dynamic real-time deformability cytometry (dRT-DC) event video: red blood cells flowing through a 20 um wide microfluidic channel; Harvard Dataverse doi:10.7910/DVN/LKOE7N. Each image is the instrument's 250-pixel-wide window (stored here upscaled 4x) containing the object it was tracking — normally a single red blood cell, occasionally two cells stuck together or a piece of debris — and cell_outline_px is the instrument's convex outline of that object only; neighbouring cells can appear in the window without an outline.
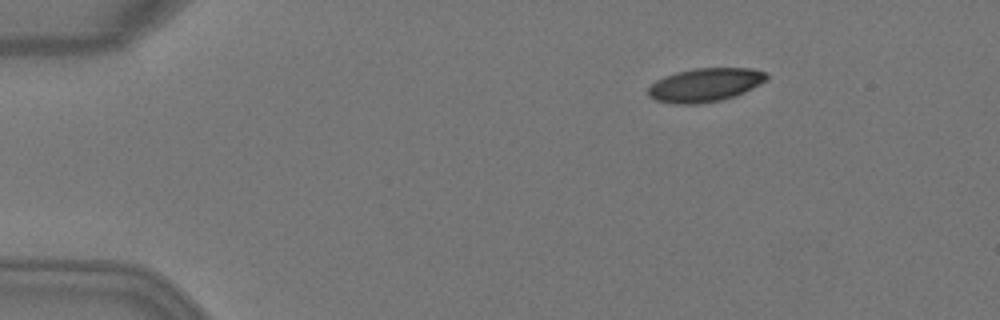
{"species": "Egyptian fruit bat (a non-hibernating species)", "species_latin": "Rousettus aegyptiacus", "temperature_condition": "warm", "stored_images_in_passage": 5, "camera_frame_rate_fps": 3000, "um_per_image_px": 0.085, "animal": {"sex": "female"}, "frame": {"image": 1, "passage_image": 3, "time_ms": 0.667, "image_size_px": [1000, 320], "cell_outline_px": [[768, 80], [744, 92], [720, 100], [696, 104], [672, 104], [656, 100], [648, 96], [648, 88], [656, 80], [664, 76], [676, 72], [692, 68], [752, 68], [764, 72], [768, 76]], "centroid_in_image_um": [59.91, 7.21], "position_along_channel_um": 25.1, "area_um2": 23.18}}